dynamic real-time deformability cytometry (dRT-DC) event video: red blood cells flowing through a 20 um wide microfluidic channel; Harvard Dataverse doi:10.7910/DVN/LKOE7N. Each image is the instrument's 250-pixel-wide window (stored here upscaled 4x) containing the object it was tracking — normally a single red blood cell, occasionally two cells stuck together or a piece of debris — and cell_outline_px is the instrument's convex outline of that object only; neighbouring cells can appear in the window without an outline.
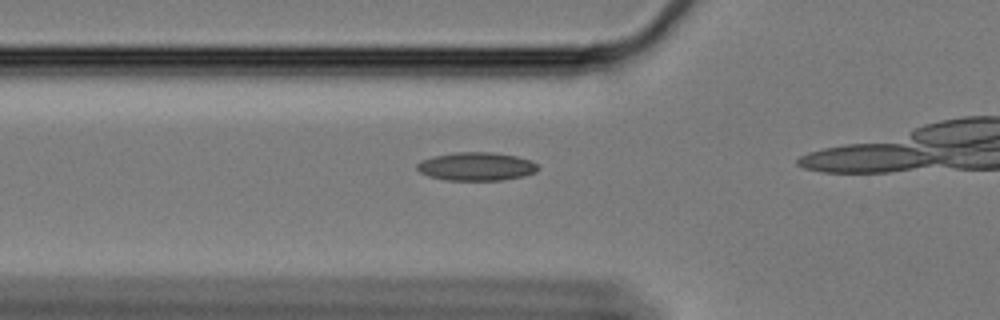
{"species": "Egyptian fruit bat (a non-hibernating species)", "species_latin": "Rousettus aegyptiacus", "temperature_condition": "cold", "stored_images_in_passage": 19, "camera_frame_rate_fps": 3000, "um_per_image_px": 0.085, "animal": {"sex": "female"}, "frame": {"image": 1, "passage_image": 14, "time_ms": 4.333, "image_size_px": [1000, 320], "cell_outline_px": [[540, 168], [536, 172], [524, 176], [504, 180], [448, 180], [428, 176], [420, 172], [416, 168], [416, 164], [424, 160], [436, 156], [456, 152], [492, 152], [516, 156], [532, 160]], "centroid_in_image_um": [40.54, 14.15], "position_along_channel_um": 85.3, "area_um2": 19.94}}